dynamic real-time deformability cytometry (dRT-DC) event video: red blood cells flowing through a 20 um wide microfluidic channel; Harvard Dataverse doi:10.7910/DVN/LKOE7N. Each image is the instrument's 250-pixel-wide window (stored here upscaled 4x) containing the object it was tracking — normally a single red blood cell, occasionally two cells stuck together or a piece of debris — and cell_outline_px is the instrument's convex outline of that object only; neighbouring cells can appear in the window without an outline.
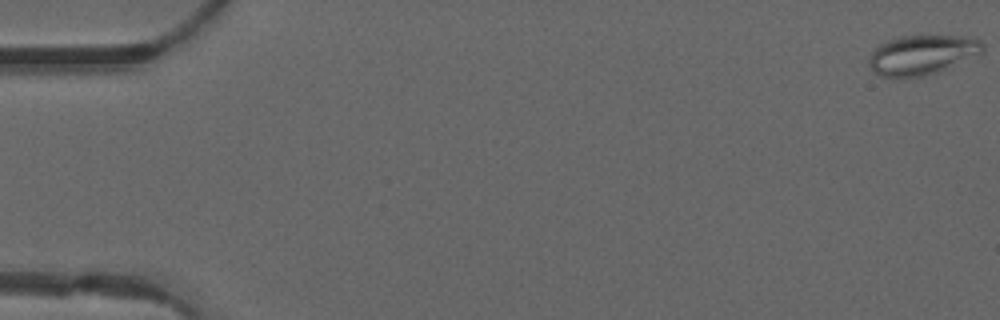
{"species": "common noctule bat (a hibernating species)", "species_latin": "Nyctalus noctula", "temperature_condition": "warm", "stored_images_in_passage": 50, "camera_frame_rate_fps": 3000, "um_per_image_px": 0.085, "animal": {"sex": "male", "forearm_length_mm": 52.5}, "frame": {"image": 1, "passage_image": 1, "time_ms": 0.0, "image_size_px": [1000, 320], "cell_outline_px": [[984, 48], [980, 52], [948, 68], [924, 76], [880, 76], [872, 72], [868, 64], [868, 60], [872, 52], [880, 44], [888, 40], [900, 36], [972, 36], [980, 40], [984, 44]], "centroid_in_image_um": [78.35, 4.64], "position_along_channel_um": 6.7, "area_um2": 25.95}}
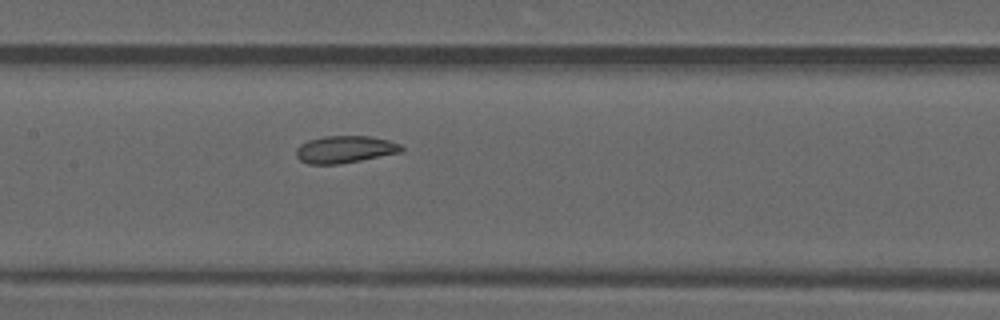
{"frame": {"image": 2, "passage_image": 25, "time_ms": 8.0, "image_size_px": [1000, 320], "cell_outline_px": [[404, 152], [340, 164], [308, 164], [300, 160], [296, 156], [296, 148], [300, 144], [308, 140], [324, 136], [372, 136], [388, 140], [400, 144], [404, 148]], "centroid_in_image_um": [29.34, 12.7], "position_along_channel_um": 178.1, "area_um2": 16.88}}
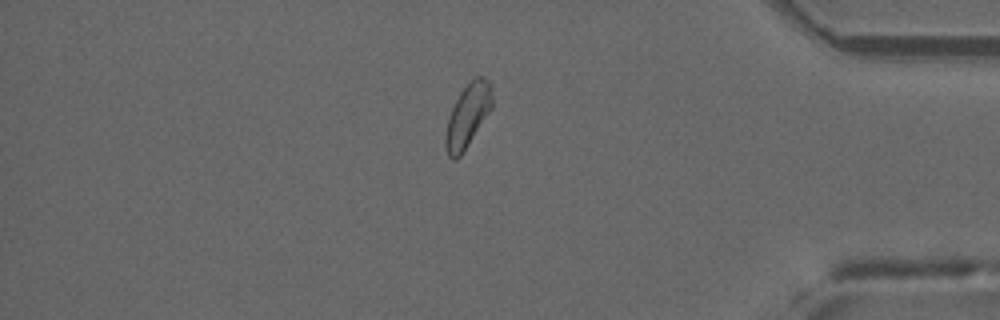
{"frame": {"image": 3, "passage_image": 43, "time_ms": 14.0, "image_size_px": [1000, 320], "cell_outline_px": [[492, 108], [460, 156], [456, 160], [452, 160], [448, 156], [444, 144], [444, 136], [448, 120], [452, 108], [460, 92], [476, 76], [480, 76], [488, 80], [492, 84]], "centroid_in_image_um": [39.75, 9.84], "position_along_channel_um": 395.5, "area_um2": 17.05}, "authors_computed_cell_mechanics": {"area_um2": 17.5712, "velocity_mm_per_s": 4.1283, "shape_relaxation_time_tau1_ms": null, "shape_relaxation_time_tau2_ms": 1.668, "deformation_change_tau1": null, "deformation_change_tau2": 0.0758}}